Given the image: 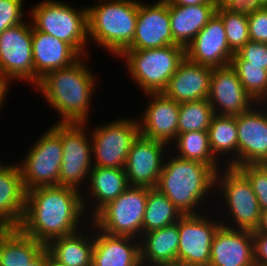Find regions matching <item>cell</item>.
Returning a JSON list of instances; mask_svg holds the SVG:
<instances>
[{
    "mask_svg": "<svg viewBox=\"0 0 267 266\" xmlns=\"http://www.w3.org/2000/svg\"><path fill=\"white\" fill-rule=\"evenodd\" d=\"M82 194L75 188L59 185L26 191L25 212L18 228L45 246L82 230L85 224L81 222L90 221L85 216Z\"/></svg>",
    "mask_w": 267,
    "mask_h": 266,
    "instance_id": "6da1fadb",
    "label": "cell"
},
{
    "mask_svg": "<svg viewBox=\"0 0 267 266\" xmlns=\"http://www.w3.org/2000/svg\"><path fill=\"white\" fill-rule=\"evenodd\" d=\"M88 58L81 56L68 67L48 72L33 88L40 91L49 106L58 111L60 120L57 123H89L90 103L97 78L87 66Z\"/></svg>",
    "mask_w": 267,
    "mask_h": 266,
    "instance_id": "7a4b0ae2",
    "label": "cell"
},
{
    "mask_svg": "<svg viewBox=\"0 0 267 266\" xmlns=\"http://www.w3.org/2000/svg\"><path fill=\"white\" fill-rule=\"evenodd\" d=\"M169 153L165 156L156 188L166 195L183 215L205 213L207 208H204V202L209 201L208 199L212 201L210 195L214 199L212 195L216 194L217 171L202 162L185 160L173 156V152Z\"/></svg>",
    "mask_w": 267,
    "mask_h": 266,
    "instance_id": "3957f363",
    "label": "cell"
},
{
    "mask_svg": "<svg viewBox=\"0 0 267 266\" xmlns=\"http://www.w3.org/2000/svg\"><path fill=\"white\" fill-rule=\"evenodd\" d=\"M138 8L139 0H98L88 6L89 42L118 57L134 39Z\"/></svg>",
    "mask_w": 267,
    "mask_h": 266,
    "instance_id": "277c9868",
    "label": "cell"
},
{
    "mask_svg": "<svg viewBox=\"0 0 267 266\" xmlns=\"http://www.w3.org/2000/svg\"><path fill=\"white\" fill-rule=\"evenodd\" d=\"M28 13L36 30L68 43L80 56H89L87 7L76 9L60 0H43Z\"/></svg>",
    "mask_w": 267,
    "mask_h": 266,
    "instance_id": "5b68a950",
    "label": "cell"
},
{
    "mask_svg": "<svg viewBox=\"0 0 267 266\" xmlns=\"http://www.w3.org/2000/svg\"><path fill=\"white\" fill-rule=\"evenodd\" d=\"M118 58L126 62L129 77L142 94L163 92L185 58V48L167 45L154 49L124 50Z\"/></svg>",
    "mask_w": 267,
    "mask_h": 266,
    "instance_id": "8992f818",
    "label": "cell"
},
{
    "mask_svg": "<svg viewBox=\"0 0 267 266\" xmlns=\"http://www.w3.org/2000/svg\"><path fill=\"white\" fill-rule=\"evenodd\" d=\"M216 189L217 194L220 192L219 196L222 198L215 204L218 206L221 200L225 203L223 209L228 206L226 208L228 212L220 216L223 217L220 220L222 225L234 229L256 230L260 222L261 210L248 179L237 168L224 166L223 170L217 172ZM224 216L227 218L225 221Z\"/></svg>",
    "mask_w": 267,
    "mask_h": 266,
    "instance_id": "52a82bcc",
    "label": "cell"
},
{
    "mask_svg": "<svg viewBox=\"0 0 267 266\" xmlns=\"http://www.w3.org/2000/svg\"><path fill=\"white\" fill-rule=\"evenodd\" d=\"M147 196V187L129 186L102 207L90 222L106 234L140 239Z\"/></svg>",
    "mask_w": 267,
    "mask_h": 266,
    "instance_id": "ba28073f",
    "label": "cell"
},
{
    "mask_svg": "<svg viewBox=\"0 0 267 266\" xmlns=\"http://www.w3.org/2000/svg\"><path fill=\"white\" fill-rule=\"evenodd\" d=\"M87 125L88 123L56 122L51 126L61 137L63 147L59 186L71 187L80 191L83 189L81 188L82 184L85 185L86 181L88 182L90 171L93 168V153L91 136L88 138L86 133V130L90 128Z\"/></svg>",
    "mask_w": 267,
    "mask_h": 266,
    "instance_id": "9c48e42d",
    "label": "cell"
},
{
    "mask_svg": "<svg viewBox=\"0 0 267 266\" xmlns=\"http://www.w3.org/2000/svg\"><path fill=\"white\" fill-rule=\"evenodd\" d=\"M93 167L125 168L132 144L140 135L136 118H120L91 131ZM95 160V161H94Z\"/></svg>",
    "mask_w": 267,
    "mask_h": 266,
    "instance_id": "30bf717a",
    "label": "cell"
},
{
    "mask_svg": "<svg viewBox=\"0 0 267 266\" xmlns=\"http://www.w3.org/2000/svg\"><path fill=\"white\" fill-rule=\"evenodd\" d=\"M62 156L61 137L50 127L31 146L22 163H18L25 191L57 186Z\"/></svg>",
    "mask_w": 267,
    "mask_h": 266,
    "instance_id": "8fae6325",
    "label": "cell"
},
{
    "mask_svg": "<svg viewBox=\"0 0 267 266\" xmlns=\"http://www.w3.org/2000/svg\"><path fill=\"white\" fill-rule=\"evenodd\" d=\"M0 76L34 85L32 24L20 23L0 34ZM14 80V81H13Z\"/></svg>",
    "mask_w": 267,
    "mask_h": 266,
    "instance_id": "7c38bea8",
    "label": "cell"
},
{
    "mask_svg": "<svg viewBox=\"0 0 267 266\" xmlns=\"http://www.w3.org/2000/svg\"><path fill=\"white\" fill-rule=\"evenodd\" d=\"M217 219L207 213L186 214L178 220L179 247L178 262L189 266H208L210 263V250L214 235L222 225L219 216ZM207 214V215H206ZM209 216V217H207ZM218 220V221H217Z\"/></svg>",
    "mask_w": 267,
    "mask_h": 266,
    "instance_id": "4fadbf2b",
    "label": "cell"
},
{
    "mask_svg": "<svg viewBox=\"0 0 267 266\" xmlns=\"http://www.w3.org/2000/svg\"><path fill=\"white\" fill-rule=\"evenodd\" d=\"M169 148L163 142L139 135L132 144L124 168L129 186L155 188Z\"/></svg>",
    "mask_w": 267,
    "mask_h": 266,
    "instance_id": "5bb4252c",
    "label": "cell"
},
{
    "mask_svg": "<svg viewBox=\"0 0 267 266\" xmlns=\"http://www.w3.org/2000/svg\"><path fill=\"white\" fill-rule=\"evenodd\" d=\"M236 125L238 167L248 164H267L266 105L255 103L251 109L236 116Z\"/></svg>",
    "mask_w": 267,
    "mask_h": 266,
    "instance_id": "9a60e30c",
    "label": "cell"
},
{
    "mask_svg": "<svg viewBox=\"0 0 267 266\" xmlns=\"http://www.w3.org/2000/svg\"><path fill=\"white\" fill-rule=\"evenodd\" d=\"M139 2L138 18L132 43L125 50L154 49L178 45L171 33L168 0L152 5Z\"/></svg>",
    "mask_w": 267,
    "mask_h": 266,
    "instance_id": "2e32d148",
    "label": "cell"
},
{
    "mask_svg": "<svg viewBox=\"0 0 267 266\" xmlns=\"http://www.w3.org/2000/svg\"><path fill=\"white\" fill-rule=\"evenodd\" d=\"M208 101L214 114L226 116L243 114L256 103L231 65L212 69Z\"/></svg>",
    "mask_w": 267,
    "mask_h": 266,
    "instance_id": "e0dca14e",
    "label": "cell"
},
{
    "mask_svg": "<svg viewBox=\"0 0 267 266\" xmlns=\"http://www.w3.org/2000/svg\"><path fill=\"white\" fill-rule=\"evenodd\" d=\"M233 55L227 43L223 21L217 13L185 48L187 59L211 68L230 65Z\"/></svg>",
    "mask_w": 267,
    "mask_h": 266,
    "instance_id": "ac0fdd59",
    "label": "cell"
},
{
    "mask_svg": "<svg viewBox=\"0 0 267 266\" xmlns=\"http://www.w3.org/2000/svg\"><path fill=\"white\" fill-rule=\"evenodd\" d=\"M147 102L139 122L140 135L160 141L169 147L178 137V117L180 103L167 97L163 92L147 93Z\"/></svg>",
    "mask_w": 267,
    "mask_h": 266,
    "instance_id": "d6986e66",
    "label": "cell"
},
{
    "mask_svg": "<svg viewBox=\"0 0 267 266\" xmlns=\"http://www.w3.org/2000/svg\"><path fill=\"white\" fill-rule=\"evenodd\" d=\"M208 266H255L252 231L221 225L212 241Z\"/></svg>",
    "mask_w": 267,
    "mask_h": 266,
    "instance_id": "ffe728a7",
    "label": "cell"
},
{
    "mask_svg": "<svg viewBox=\"0 0 267 266\" xmlns=\"http://www.w3.org/2000/svg\"><path fill=\"white\" fill-rule=\"evenodd\" d=\"M212 69L185 57L163 93L178 103L208 99Z\"/></svg>",
    "mask_w": 267,
    "mask_h": 266,
    "instance_id": "44dd1931",
    "label": "cell"
},
{
    "mask_svg": "<svg viewBox=\"0 0 267 266\" xmlns=\"http://www.w3.org/2000/svg\"><path fill=\"white\" fill-rule=\"evenodd\" d=\"M34 86L48 72L68 67L81 56L66 42L32 26Z\"/></svg>",
    "mask_w": 267,
    "mask_h": 266,
    "instance_id": "7402d4cb",
    "label": "cell"
},
{
    "mask_svg": "<svg viewBox=\"0 0 267 266\" xmlns=\"http://www.w3.org/2000/svg\"><path fill=\"white\" fill-rule=\"evenodd\" d=\"M92 266H142L139 239L109 235L94 226Z\"/></svg>",
    "mask_w": 267,
    "mask_h": 266,
    "instance_id": "603a6c76",
    "label": "cell"
},
{
    "mask_svg": "<svg viewBox=\"0 0 267 266\" xmlns=\"http://www.w3.org/2000/svg\"><path fill=\"white\" fill-rule=\"evenodd\" d=\"M0 163V228H18L25 212L26 191L18 164Z\"/></svg>",
    "mask_w": 267,
    "mask_h": 266,
    "instance_id": "cb8c5ba5",
    "label": "cell"
},
{
    "mask_svg": "<svg viewBox=\"0 0 267 266\" xmlns=\"http://www.w3.org/2000/svg\"><path fill=\"white\" fill-rule=\"evenodd\" d=\"M87 185H85L86 187H89V192H87V194L90 193V195L84 193L86 196L82 195V198H84L82 200L85 212H87V216L91 215L90 218H92L107 203L115 200L129 187L125 169L103 167H93L91 169ZM87 198L89 200L91 198L92 201H86L88 200ZM87 203H91L95 206H92L91 204L88 205Z\"/></svg>",
    "mask_w": 267,
    "mask_h": 266,
    "instance_id": "d4e9b609",
    "label": "cell"
},
{
    "mask_svg": "<svg viewBox=\"0 0 267 266\" xmlns=\"http://www.w3.org/2000/svg\"><path fill=\"white\" fill-rule=\"evenodd\" d=\"M218 3L191 6L175 5L168 0L171 33L174 41L186 48L217 11Z\"/></svg>",
    "mask_w": 267,
    "mask_h": 266,
    "instance_id": "484cf974",
    "label": "cell"
},
{
    "mask_svg": "<svg viewBox=\"0 0 267 266\" xmlns=\"http://www.w3.org/2000/svg\"><path fill=\"white\" fill-rule=\"evenodd\" d=\"M86 226L82 231L50 241L45 246L50 257L63 266H92L94 225L87 221Z\"/></svg>",
    "mask_w": 267,
    "mask_h": 266,
    "instance_id": "4316f807",
    "label": "cell"
},
{
    "mask_svg": "<svg viewBox=\"0 0 267 266\" xmlns=\"http://www.w3.org/2000/svg\"><path fill=\"white\" fill-rule=\"evenodd\" d=\"M178 222L141 235L140 260L142 266H157L178 261Z\"/></svg>",
    "mask_w": 267,
    "mask_h": 266,
    "instance_id": "83f0119b",
    "label": "cell"
},
{
    "mask_svg": "<svg viewBox=\"0 0 267 266\" xmlns=\"http://www.w3.org/2000/svg\"><path fill=\"white\" fill-rule=\"evenodd\" d=\"M44 250L19 228H0V266H29Z\"/></svg>",
    "mask_w": 267,
    "mask_h": 266,
    "instance_id": "f1b7e54d",
    "label": "cell"
},
{
    "mask_svg": "<svg viewBox=\"0 0 267 266\" xmlns=\"http://www.w3.org/2000/svg\"><path fill=\"white\" fill-rule=\"evenodd\" d=\"M207 132L211 152L219 163L223 162V167H238L236 116L214 114Z\"/></svg>",
    "mask_w": 267,
    "mask_h": 266,
    "instance_id": "f546056e",
    "label": "cell"
},
{
    "mask_svg": "<svg viewBox=\"0 0 267 266\" xmlns=\"http://www.w3.org/2000/svg\"><path fill=\"white\" fill-rule=\"evenodd\" d=\"M183 216L179 209L155 188H148L142 234L177 223Z\"/></svg>",
    "mask_w": 267,
    "mask_h": 266,
    "instance_id": "4dcf8cb0",
    "label": "cell"
},
{
    "mask_svg": "<svg viewBox=\"0 0 267 266\" xmlns=\"http://www.w3.org/2000/svg\"><path fill=\"white\" fill-rule=\"evenodd\" d=\"M172 145L175 151L173 148H170V151L176 152L174 155L179 158L202 162L214 168L217 172L223 169V165L218 163L219 161L211 152L207 131H188L178 134Z\"/></svg>",
    "mask_w": 267,
    "mask_h": 266,
    "instance_id": "1f68e13d",
    "label": "cell"
},
{
    "mask_svg": "<svg viewBox=\"0 0 267 266\" xmlns=\"http://www.w3.org/2000/svg\"><path fill=\"white\" fill-rule=\"evenodd\" d=\"M216 13L223 21L227 43L235 54L250 40L247 7L218 5Z\"/></svg>",
    "mask_w": 267,
    "mask_h": 266,
    "instance_id": "d6a6232c",
    "label": "cell"
},
{
    "mask_svg": "<svg viewBox=\"0 0 267 266\" xmlns=\"http://www.w3.org/2000/svg\"><path fill=\"white\" fill-rule=\"evenodd\" d=\"M213 116L214 112L208 99L180 103L178 134L207 131Z\"/></svg>",
    "mask_w": 267,
    "mask_h": 266,
    "instance_id": "836d02e7",
    "label": "cell"
},
{
    "mask_svg": "<svg viewBox=\"0 0 267 266\" xmlns=\"http://www.w3.org/2000/svg\"><path fill=\"white\" fill-rule=\"evenodd\" d=\"M237 72L244 89L256 103L267 100V70L256 65H231Z\"/></svg>",
    "mask_w": 267,
    "mask_h": 266,
    "instance_id": "e575fe53",
    "label": "cell"
},
{
    "mask_svg": "<svg viewBox=\"0 0 267 266\" xmlns=\"http://www.w3.org/2000/svg\"><path fill=\"white\" fill-rule=\"evenodd\" d=\"M236 168L250 182L260 210H267V164H248Z\"/></svg>",
    "mask_w": 267,
    "mask_h": 266,
    "instance_id": "d590c367",
    "label": "cell"
},
{
    "mask_svg": "<svg viewBox=\"0 0 267 266\" xmlns=\"http://www.w3.org/2000/svg\"><path fill=\"white\" fill-rule=\"evenodd\" d=\"M230 65H256L267 70V43L249 40L233 55Z\"/></svg>",
    "mask_w": 267,
    "mask_h": 266,
    "instance_id": "8d00e7d4",
    "label": "cell"
},
{
    "mask_svg": "<svg viewBox=\"0 0 267 266\" xmlns=\"http://www.w3.org/2000/svg\"><path fill=\"white\" fill-rule=\"evenodd\" d=\"M247 15L250 40L267 43V7L248 6Z\"/></svg>",
    "mask_w": 267,
    "mask_h": 266,
    "instance_id": "74e56055",
    "label": "cell"
},
{
    "mask_svg": "<svg viewBox=\"0 0 267 266\" xmlns=\"http://www.w3.org/2000/svg\"><path fill=\"white\" fill-rule=\"evenodd\" d=\"M24 1L0 0V34L7 28L24 22Z\"/></svg>",
    "mask_w": 267,
    "mask_h": 266,
    "instance_id": "f35d334b",
    "label": "cell"
},
{
    "mask_svg": "<svg viewBox=\"0 0 267 266\" xmlns=\"http://www.w3.org/2000/svg\"><path fill=\"white\" fill-rule=\"evenodd\" d=\"M255 266H267V233L252 231Z\"/></svg>",
    "mask_w": 267,
    "mask_h": 266,
    "instance_id": "ab89813d",
    "label": "cell"
},
{
    "mask_svg": "<svg viewBox=\"0 0 267 266\" xmlns=\"http://www.w3.org/2000/svg\"><path fill=\"white\" fill-rule=\"evenodd\" d=\"M219 5L224 6H236V7H248L256 6V0H217Z\"/></svg>",
    "mask_w": 267,
    "mask_h": 266,
    "instance_id": "60d3db41",
    "label": "cell"
},
{
    "mask_svg": "<svg viewBox=\"0 0 267 266\" xmlns=\"http://www.w3.org/2000/svg\"><path fill=\"white\" fill-rule=\"evenodd\" d=\"M10 82L0 76V110L3 107L7 92H9Z\"/></svg>",
    "mask_w": 267,
    "mask_h": 266,
    "instance_id": "b9f144b4",
    "label": "cell"
},
{
    "mask_svg": "<svg viewBox=\"0 0 267 266\" xmlns=\"http://www.w3.org/2000/svg\"><path fill=\"white\" fill-rule=\"evenodd\" d=\"M175 5L191 6L204 3H218L217 0H170Z\"/></svg>",
    "mask_w": 267,
    "mask_h": 266,
    "instance_id": "7bdbcfd3",
    "label": "cell"
},
{
    "mask_svg": "<svg viewBox=\"0 0 267 266\" xmlns=\"http://www.w3.org/2000/svg\"><path fill=\"white\" fill-rule=\"evenodd\" d=\"M256 230L258 232L267 233V210L261 211L260 222Z\"/></svg>",
    "mask_w": 267,
    "mask_h": 266,
    "instance_id": "ee69618b",
    "label": "cell"
},
{
    "mask_svg": "<svg viewBox=\"0 0 267 266\" xmlns=\"http://www.w3.org/2000/svg\"><path fill=\"white\" fill-rule=\"evenodd\" d=\"M47 250L45 249L29 266H46Z\"/></svg>",
    "mask_w": 267,
    "mask_h": 266,
    "instance_id": "f6af8a7d",
    "label": "cell"
},
{
    "mask_svg": "<svg viewBox=\"0 0 267 266\" xmlns=\"http://www.w3.org/2000/svg\"><path fill=\"white\" fill-rule=\"evenodd\" d=\"M46 266H63V265L59 264L54 259H52L50 257V254L47 251V264H46Z\"/></svg>",
    "mask_w": 267,
    "mask_h": 266,
    "instance_id": "bcb514c9",
    "label": "cell"
},
{
    "mask_svg": "<svg viewBox=\"0 0 267 266\" xmlns=\"http://www.w3.org/2000/svg\"><path fill=\"white\" fill-rule=\"evenodd\" d=\"M157 266H189V265H187L186 263L176 261V262H172V263L160 264Z\"/></svg>",
    "mask_w": 267,
    "mask_h": 266,
    "instance_id": "7dc6e473",
    "label": "cell"
},
{
    "mask_svg": "<svg viewBox=\"0 0 267 266\" xmlns=\"http://www.w3.org/2000/svg\"><path fill=\"white\" fill-rule=\"evenodd\" d=\"M256 6L267 7V0H256Z\"/></svg>",
    "mask_w": 267,
    "mask_h": 266,
    "instance_id": "c3c4849f",
    "label": "cell"
}]
</instances>
